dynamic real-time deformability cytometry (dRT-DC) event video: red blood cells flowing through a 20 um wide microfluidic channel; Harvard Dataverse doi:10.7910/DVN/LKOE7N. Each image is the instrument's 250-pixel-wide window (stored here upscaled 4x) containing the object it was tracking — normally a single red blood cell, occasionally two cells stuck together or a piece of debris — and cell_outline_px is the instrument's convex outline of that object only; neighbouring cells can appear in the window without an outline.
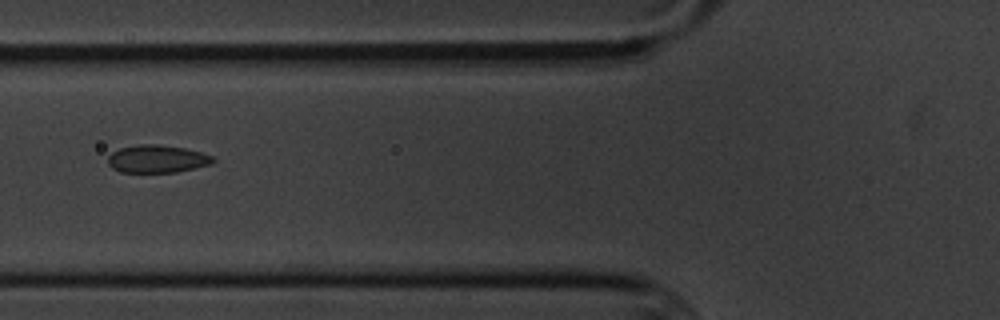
{"species": "common noctule bat (a hibernating species)", "species_latin": "Nyctalus noctula", "temperature_condition": "cold", "stored_images_in_passage": 3, "camera_frame_rate_fps": 3000, "um_per_image_px": 0.085, "animal": {"sex": "male", "body_mass_g": 20.1, "forearm_length_mm": 53.5}, "frame": {"image": 1, "passage_image": 3, "time_ms": 2.333, "image_size_px": [1000, 320], "cell_outline_px": [[216, 160], [212, 164], [176, 172], [120, 172], [112, 168], [108, 164], [108, 156], [112, 152], [120, 148], [140, 144], [160, 144], [184, 148], [200, 152], [212, 156]], "centroid_in_image_um": [13.35, 13.5], "position_along_channel_um": 112.5, "area_um2": 16.99}}